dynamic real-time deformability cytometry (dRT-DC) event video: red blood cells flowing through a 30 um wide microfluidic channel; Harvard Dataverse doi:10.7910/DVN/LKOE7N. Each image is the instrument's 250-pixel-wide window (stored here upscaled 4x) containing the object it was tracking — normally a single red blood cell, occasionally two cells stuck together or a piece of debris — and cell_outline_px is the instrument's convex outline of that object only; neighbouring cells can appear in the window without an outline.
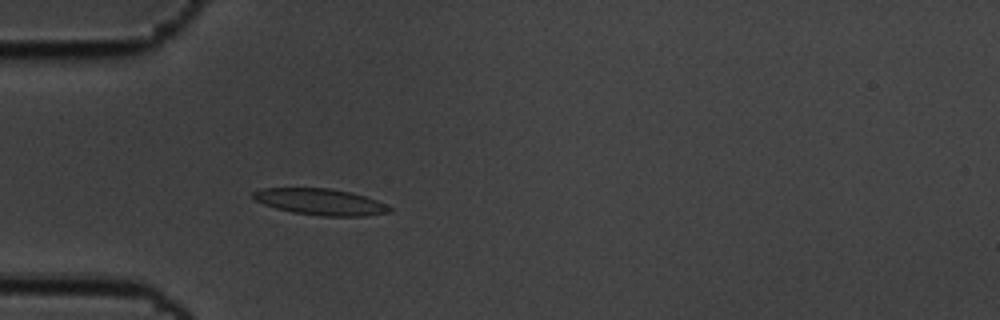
{"species": "common noctule bat (a hibernating species)", "species_latin": "Nyctalus noctula", "temperature_condition": "cold", "stored_images_in_passage": 58, "camera_frame_rate_fps": 3000, "um_per_image_px": 0.085, "animal": {"sex": "male", "body_mass_g": 19.5, "forearm_length_mm": 54.6}, "frame": {"image": 1, "passage_image": 17, "time_ms": 5.333, "image_size_px": [1000, 320], "cell_outline_px": [[392, 212], [364, 216], [320, 216], [292, 212], [276, 208], [264, 204], [256, 200], [252, 196], [252, 192], [264, 188], [332, 188], [352, 192], [376, 200], [392, 208]], "centroid_in_image_um": [27.25, 17.15], "position_along_channel_um": 57.8, "area_um2": 20.92}}
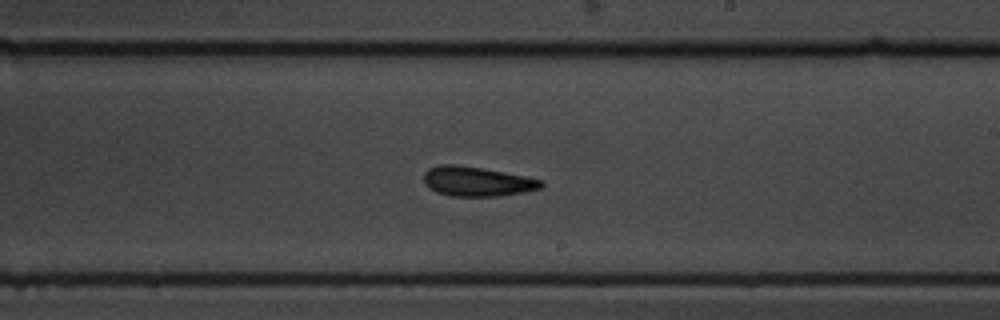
{"frame": {"image": 2, "passage_image": 34, "time_ms": 11.0, "image_size_px": [1000, 320], "cell_outline_px": [[544, 184], [540, 188], [524, 192], [496, 196], [448, 196], [436, 192], [424, 184], [424, 172], [428, 168], [440, 164], [456, 164], [480, 168], [524, 176], [544, 180]], "centroid_in_image_um": [40.5, 15.42], "position_along_channel_um": 248.5, "area_um2": 20.23}}
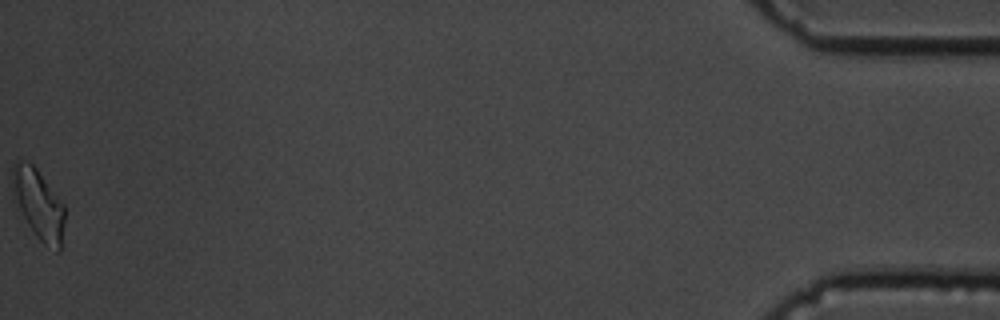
{"frame": {"image": 3, "passage_image": 58, "time_ms": 19.0, "image_size_px": [1000, 320], "cell_outline_px": [[64, 224], [60, 252], [56, 252], [44, 244], [36, 236], [12, 204], [12, 168], [16, 160], [28, 160], [36, 168], [64, 204]], "centroid_in_image_um": [3.22, 17.36], "position_along_channel_um": 432.0, "area_um2": 21.96}, "authors_computed_cell_mechanics": {"area_um2": 20.2011, "velocity_mm_per_s": 3.4636, "shape_relaxation_time_tau1_ms": 6.1709, "shape_relaxation_time_tau2_ms": 3.8571, "deformation_change_tau1": 0.1483, "deformation_change_tau2": 0.1272}}